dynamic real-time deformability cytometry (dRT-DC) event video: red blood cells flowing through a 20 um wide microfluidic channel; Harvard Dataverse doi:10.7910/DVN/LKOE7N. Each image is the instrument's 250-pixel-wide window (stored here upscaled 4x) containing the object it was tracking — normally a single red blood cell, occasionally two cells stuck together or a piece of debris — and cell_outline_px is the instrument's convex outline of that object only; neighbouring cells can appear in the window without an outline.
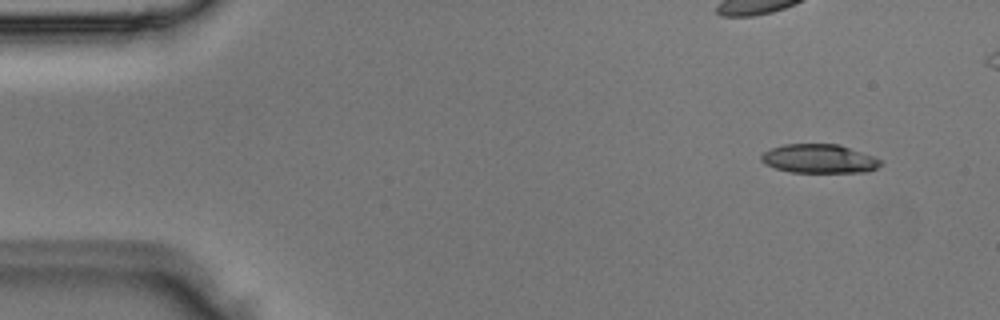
{"species": "Egyptian fruit bat (a non-hibernating species)", "species_latin": "Rousettus aegyptiacus", "temperature_condition": "room temperature", "stored_images_in_passage": 4, "segment_of_instrument_passage": [2, 2], "camera_frame_rate_fps": 3000, "um_per_image_px": 0.085, "animal": {"sex": "male"}, "frame": {"image": 1, "passage_image": 4, "time_ms": 1.0, "image_size_px": [1000, 320], "cell_outline_px": [[880, 164], [876, 168], [868, 172], [792, 172], [776, 168], [764, 164], [760, 160], [760, 156], [764, 152], [772, 148], [784, 144], [840, 144], [872, 156], [880, 160]], "centroid_in_image_um": [69.6, 13.49], "position_along_channel_um": 15.4, "area_um2": 19.94}}